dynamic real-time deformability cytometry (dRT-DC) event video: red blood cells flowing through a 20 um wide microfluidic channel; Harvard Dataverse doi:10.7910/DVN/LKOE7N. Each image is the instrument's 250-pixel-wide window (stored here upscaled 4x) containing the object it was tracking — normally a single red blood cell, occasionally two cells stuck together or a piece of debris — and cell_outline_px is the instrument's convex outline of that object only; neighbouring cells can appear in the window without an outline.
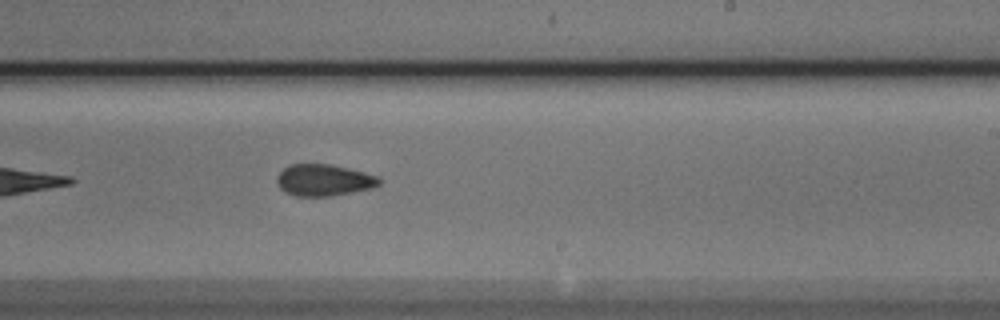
{"species": "Egyptian fruit bat (a non-hibernating species)", "species_latin": "Rousettus aegyptiacus", "temperature_condition": "cold", "stored_images_in_passage": 6, "camera_frame_rate_fps": 3000, "um_per_image_px": 0.085, "animal": {"sex": "male"}, "frame": {"image": 1, "passage_image": 6, "time_ms": 1.667, "image_size_px": [1000, 320], "cell_outline_px": [[380, 184], [372, 188], [332, 196], [296, 196], [284, 192], [276, 184], [276, 176], [284, 168], [292, 164], [332, 164], [380, 176]], "centroid_in_image_um": [27.52, 15.31], "position_along_channel_um": 261.5, "area_um2": 19.02}}